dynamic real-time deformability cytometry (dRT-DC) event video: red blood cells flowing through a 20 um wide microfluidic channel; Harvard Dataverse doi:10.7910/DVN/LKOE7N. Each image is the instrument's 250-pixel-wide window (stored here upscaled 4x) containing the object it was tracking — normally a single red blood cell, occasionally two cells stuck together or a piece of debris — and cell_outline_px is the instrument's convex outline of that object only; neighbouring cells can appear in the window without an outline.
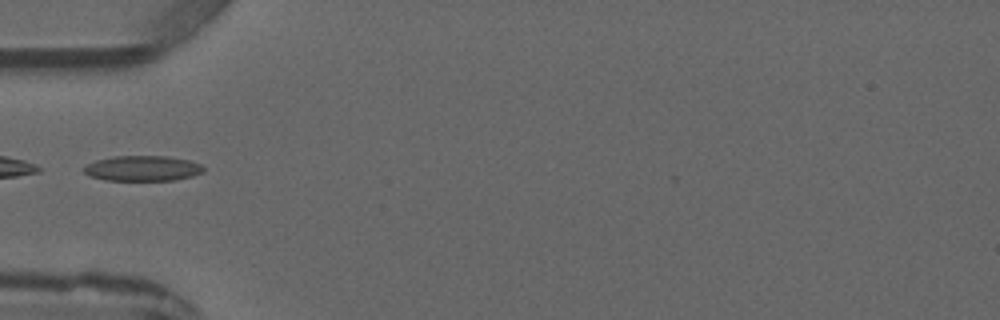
{"species": "common noctule bat (a hibernating species)", "species_latin": "Nyctalus noctula", "temperature_condition": "warm", "stored_images_in_passage": 4, "camera_frame_rate_fps": 3000, "um_per_image_px": 0.085, "animal": {"sex": "male", "forearm_length_mm": 52.5}, "frame": {"image": 1, "passage_image": 4, "time_ms": 4.0, "image_size_px": [1000, 320], "cell_outline_px": [[204, 172], [192, 176], [172, 180], [104, 180], [88, 176], [84, 172], [84, 164], [96, 160], [112, 156], [168, 156], [188, 160], [200, 164], [204, 168]], "centroid_in_image_um": [12.08, 14.3], "position_along_channel_um": 72.9, "area_um2": 17.74}}